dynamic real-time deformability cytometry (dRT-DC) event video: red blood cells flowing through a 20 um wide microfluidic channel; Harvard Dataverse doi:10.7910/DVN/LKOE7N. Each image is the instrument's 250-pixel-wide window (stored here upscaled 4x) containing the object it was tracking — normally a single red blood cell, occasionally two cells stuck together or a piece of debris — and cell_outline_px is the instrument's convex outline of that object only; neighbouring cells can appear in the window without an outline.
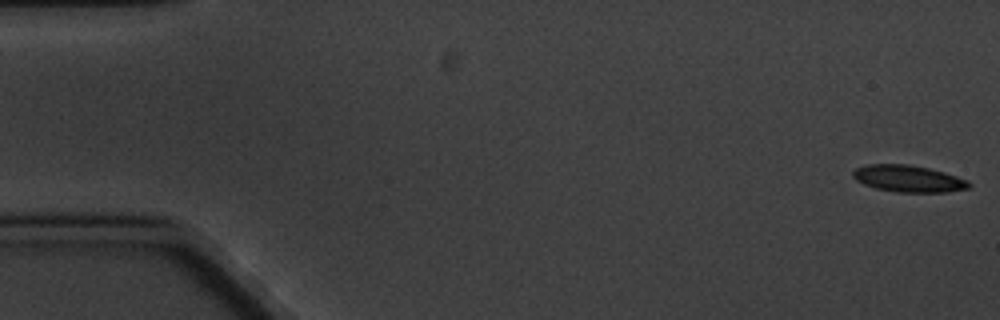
{"species": "common noctule bat (a hibernating species)", "species_latin": "Nyctalus noctula", "temperature_condition": "cold", "stored_images_in_passage": 6, "camera_frame_rate_fps": 3000, "um_per_image_px": 0.085, "animal": {"sex": "male", "body_mass_g": 20.1, "forearm_length_mm": 53.5}, "frame": {"image": 1, "passage_image": 1, "time_ms": 0.0, "image_size_px": [1000, 320], "cell_outline_px": [[972, 184], [968, 188], [944, 192], [896, 192], [876, 188], [864, 184], [856, 180], [852, 176], [852, 172], [856, 168], [864, 164], [908, 164], [928, 168], [944, 172], [968, 180]], "centroid_in_image_um": [77.19, 15.18], "position_along_channel_um": 7.8, "area_um2": 18.09}}
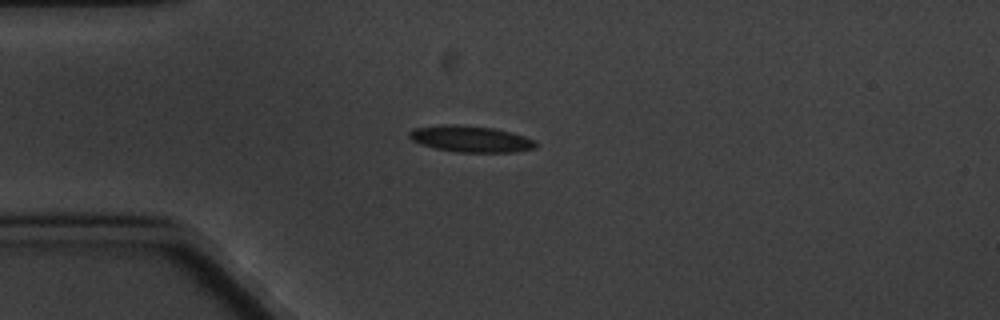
{"frame": {"image": 2, "passage_image": 5, "time_ms": 4.667, "image_size_px": [1000, 320], "cell_outline_px": [[540, 144], [536, 148], [516, 152], [456, 152], [436, 148], [420, 144], [412, 140], [408, 136], [408, 132], [412, 128], [440, 124], [452, 124], [492, 128], [512, 132], [536, 140]], "centroid_in_image_um": [40.02, 11.81], "position_along_channel_um": 45.0, "area_um2": 19.65}}